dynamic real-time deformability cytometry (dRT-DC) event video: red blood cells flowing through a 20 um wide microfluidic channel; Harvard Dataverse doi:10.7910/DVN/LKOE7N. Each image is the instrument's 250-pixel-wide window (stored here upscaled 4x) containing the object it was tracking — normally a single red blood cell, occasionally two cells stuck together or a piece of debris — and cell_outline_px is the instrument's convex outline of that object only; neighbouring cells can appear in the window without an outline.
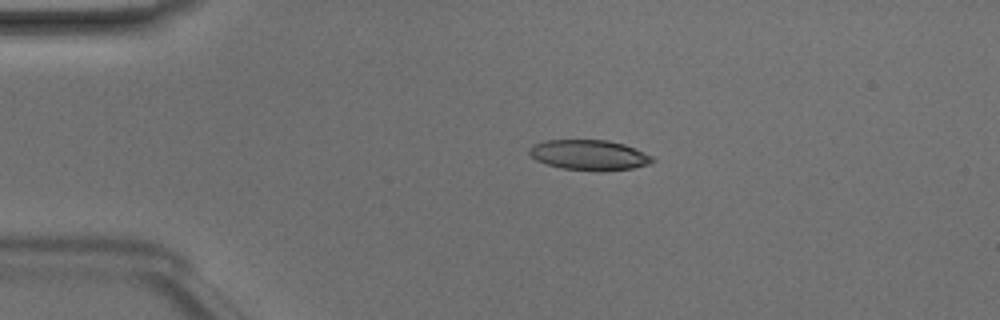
{"species": "Egyptian fruit bat (a non-hibernating species)", "species_latin": "Rousettus aegyptiacus", "temperature_condition": "room temperature", "stored_images_in_passage": 41, "camera_frame_rate_fps": 3000, "um_per_image_px": 0.085, "animal": {"sex": "male"}, "frame": {"image": 1, "passage_image": 3, "time_ms": 0.667, "image_size_px": [1000, 320], "cell_outline_px": [[656, 160], [648, 164], [632, 168], [600, 172], [560, 168], [536, 160], [528, 152], [528, 148], [532, 144], [544, 140], [608, 140], [624, 144], [636, 148], [652, 156]], "centroid_in_image_um": [50.07, 13.18], "position_along_channel_um": 34.9, "area_um2": 21.96}}
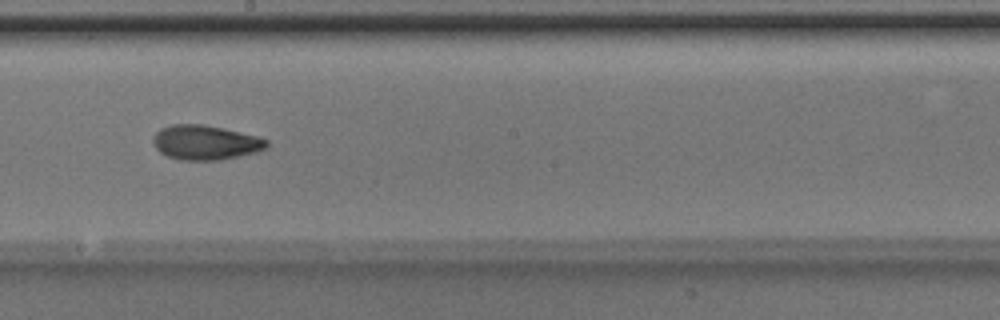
{"frame": {"image": 2, "passage_image": 20, "time_ms": 6.333, "image_size_px": [1000, 320], "cell_outline_px": [[268, 148], [256, 152], [220, 160], [180, 160], [168, 156], [160, 152], [156, 148], [152, 140], [152, 136], [160, 128], [172, 124], [204, 124], [224, 128], [256, 136], [268, 140]], "centroid_in_image_um": [17.44, 12.1], "position_along_channel_um": 230.8, "area_um2": 23.0}}
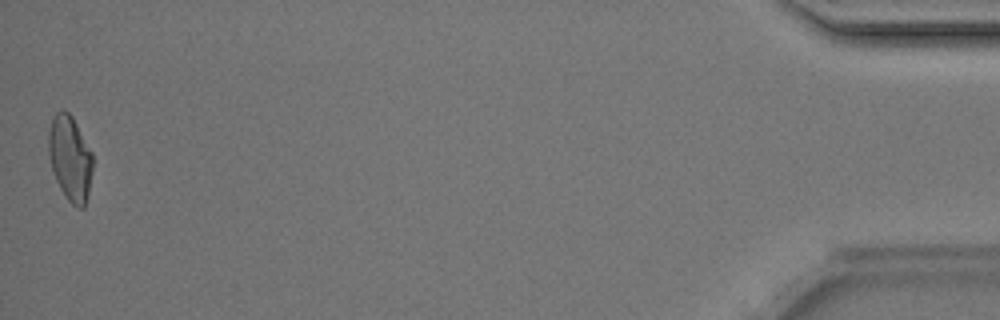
{"frame": {"image": 3, "passage_image": 41, "time_ms": 13.333, "image_size_px": [1000, 320], "cell_outline_px": [[92, 172], [88, 192], [84, 208], [76, 208], [68, 200], [60, 188], [56, 180], [48, 156], [48, 132], [52, 120], [56, 112], [68, 112], [72, 116], [92, 152]], "centroid_in_image_um": [5.95, 13.47], "position_along_channel_um": 429.2, "area_um2": 21.73}, "authors_computed_cell_mechanics": {"area_um2": 22.0218, "velocity_mm_per_s": 4.182, "shape_relaxation_time_tau1_ms": 3.2874, "shape_relaxation_time_tau2_ms": 3.0255, "deformation_change_tau1": 0.1512, "deformation_change_tau2": 0.0853}}